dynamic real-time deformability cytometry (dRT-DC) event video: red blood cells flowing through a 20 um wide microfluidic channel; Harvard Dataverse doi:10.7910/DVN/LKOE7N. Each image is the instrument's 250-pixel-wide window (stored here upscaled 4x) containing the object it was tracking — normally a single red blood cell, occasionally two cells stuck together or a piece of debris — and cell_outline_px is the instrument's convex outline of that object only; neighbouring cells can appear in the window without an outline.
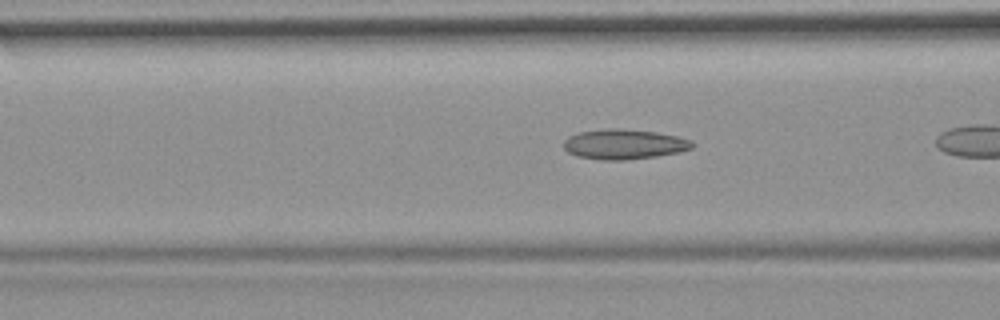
{"species": "common noctule bat (a hibernating species)", "species_latin": "Nyctalus noctula", "temperature_condition": "room temperature", "stored_images_in_passage": 26, "camera_frame_rate_fps": 3000, "um_per_image_px": 0.085, "animal": {"sex": "female", "body_mass_g": 19.9}, "frame": {"image": 1, "passage_image": 5, "time_ms": 1.333, "image_size_px": [1000, 320], "cell_outline_px": [[696, 144], [692, 148], [680, 152], [656, 156], [624, 160], [604, 160], [576, 156], [568, 152], [564, 148], [564, 140], [568, 136], [580, 132], [612, 128], [616, 128], [656, 132], [676, 136], [692, 140]], "centroid_in_image_um": [53.06, 12.26], "position_along_channel_um": 113.5, "area_um2": 22.43}}
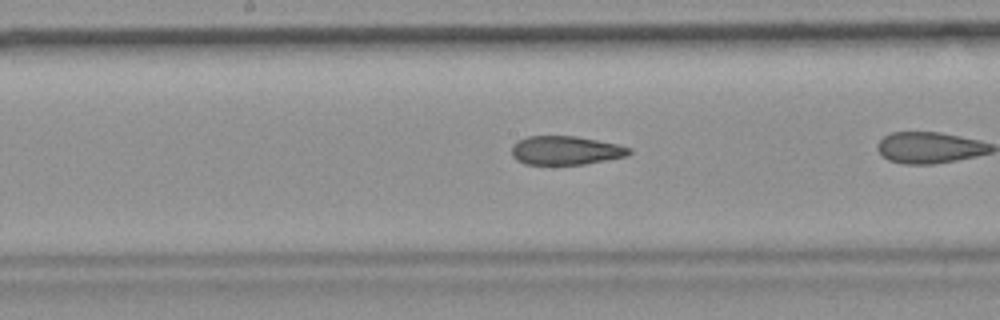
{"frame": {"image": 2, "passage_image": 12, "time_ms": 3.667, "image_size_px": [1000, 320], "cell_outline_px": [[632, 152], [628, 156], [584, 164], [524, 164], [516, 160], [512, 156], [512, 144], [516, 140], [528, 136], [576, 136], [616, 144], [632, 148]], "centroid_in_image_um": [48.06, 12.78], "position_along_channel_um": 200.1, "area_um2": 19.77}}